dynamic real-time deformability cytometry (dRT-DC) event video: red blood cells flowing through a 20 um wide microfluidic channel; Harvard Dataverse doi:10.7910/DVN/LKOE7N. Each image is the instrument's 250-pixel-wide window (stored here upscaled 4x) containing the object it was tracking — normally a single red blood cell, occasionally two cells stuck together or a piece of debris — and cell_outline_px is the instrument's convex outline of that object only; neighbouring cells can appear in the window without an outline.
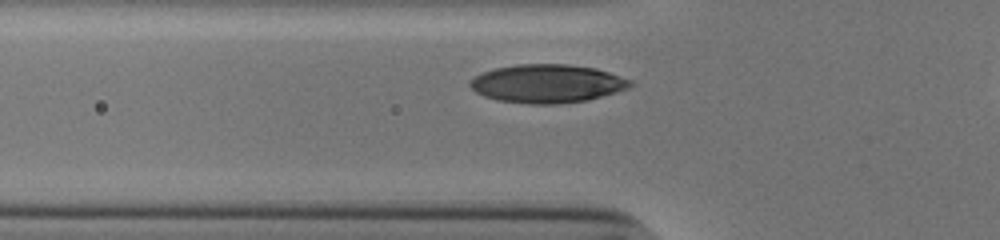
{"species": "human", "species_latin": "Homo sapiens", "temperature_condition": "cold", "stored_images_in_passage": 31, "camera_frame_rate_fps": 3000, "um_per_image_px": 0.085, "donor": {"sex": "male"}, "frame": {"image": 1, "passage_image": 7, "time_ms": 2.0, "image_size_px": [1000, 240], "cell_outline_px": [[636, 84], [628, 88], [616, 92], [588, 100], [556, 104], [528, 104], [496, 100], [484, 96], [476, 92], [468, 84], [476, 76], [484, 72], [496, 68], [516, 64], [568, 64], [596, 68], [632, 80]], "centroid_in_image_um": [46.54, 7.11], "position_along_channel_um": 79.3, "area_um2": 35.89}}
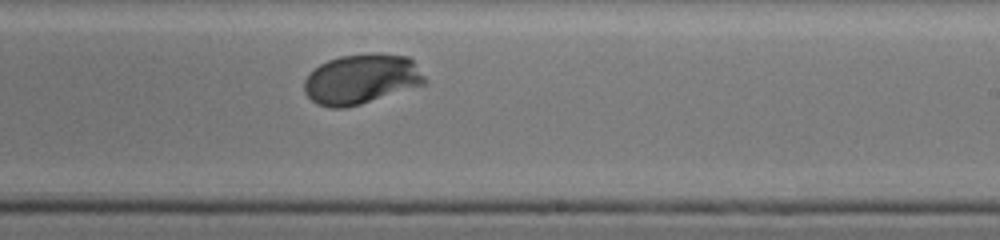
{"frame": {"image": 2, "passage_image": 21, "time_ms": 6.667, "image_size_px": [1000, 240], "cell_outline_px": [[424, 84], [360, 104], [344, 108], [328, 108], [316, 104], [304, 92], [304, 80], [308, 72], [320, 64], [328, 60], [340, 56], [372, 52], [380, 52], [408, 56], [412, 60], [424, 76]], "centroid_in_image_um": [30.66, 6.7], "position_along_channel_um": 258.3, "area_um2": 35.2}}
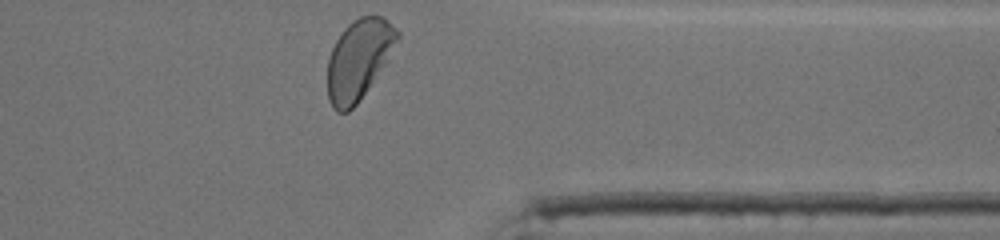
{"frame": {"image": 3, "passage_image": 31, "time_ms": 10.0, "image_size_px": [1000, 240], "cell_outline_px": [[400, 40], [388, 60], [368, 88], [356, 104], [348, 112], [336, 112], [332, 108], [328, 100], [328, 56], [336, 40], [344, 28], [352, 20], [360, 16], [384, 16], [400, 32]], "centroid_in_image_um": [30.51, 5.03], "position_along_channel_um": 380.9, "area_um2": 32.77}, "authors_computed_cell_mechanics": {"area_um2": 34.68, "velocity_mm_per_s": 3.8421, "shape_relaxation_time_tau1_ms": 2.8336, "shape_relaxation_time_tau2_ms": null, "deformation_change_tau1": 0.1617, "deformation_change_tau2": null}}